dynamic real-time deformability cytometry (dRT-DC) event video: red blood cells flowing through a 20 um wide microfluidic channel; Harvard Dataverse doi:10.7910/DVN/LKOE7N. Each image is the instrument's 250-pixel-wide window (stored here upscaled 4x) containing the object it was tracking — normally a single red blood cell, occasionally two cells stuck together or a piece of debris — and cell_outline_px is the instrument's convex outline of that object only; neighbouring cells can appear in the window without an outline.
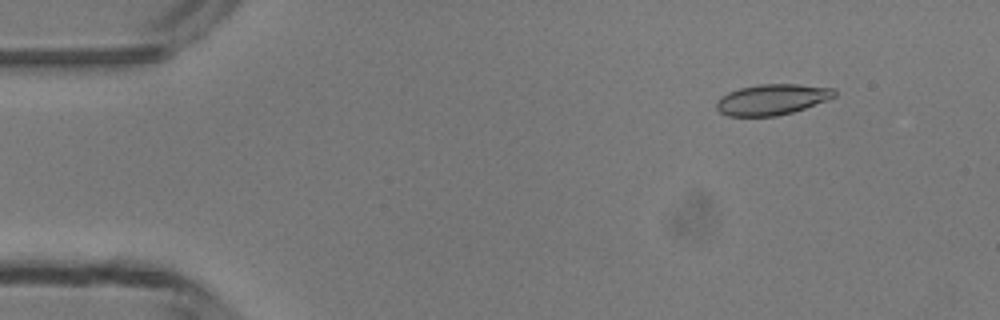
{"species": "common noctule bat (a hibernating species)", "species_latin": "Nyctalus noctula", "temperature_condition": "room temperature", "stored_images_in_passage": 47, "camera_frame_rate_fps": 3000, "um_per_image_px": 0.085, "animal": {"sex": "male", "body_mass_g": 13.3}, "frame": {"image": 1, "passage_image": 5, "time_ms": 1.333, "image_size_px": [1000, 320], "cell_outline_px": [[836, 96], [828, 100], [792, 112], [776, 116], [728, 116], [720, 112], [716, 108], [716, 100], [720, 96], [728, 92], [740, 88], [756, 84], [800, 84], [836, 88]], "centroid_in_image_um": [65.62, 8.44], "position_along_channel_um": 19.4, "area_um2": 21.33}}
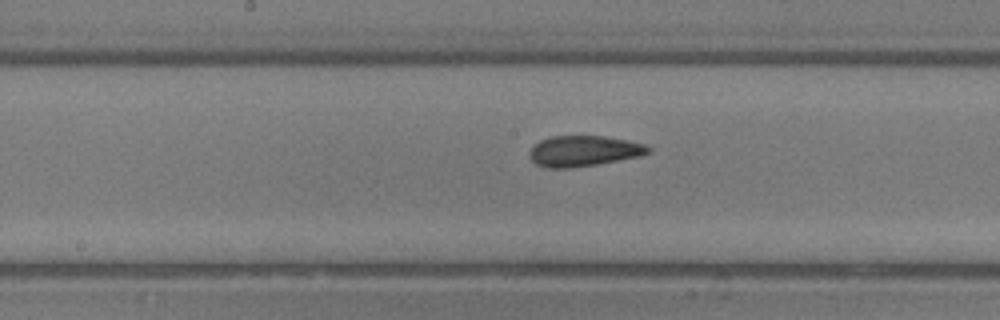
{"frame": {"image": 2, "passage_image": 24, "time_ms": 7.667, "image_size_px": [1000, 320], "cell_outline_px": [[652, 148], [648, 152], [640, 156], [596, 164], [568, 168], [548, 168], [536, 164], [528, 156], [528, 152], [540, 140], [548, 136], [604, 136], [628, 140], [644, 144]], "centroid_in_image_um": [49.59, 12.83], "position_along_channel_um": 198.6, "area_um2": 21.15}}
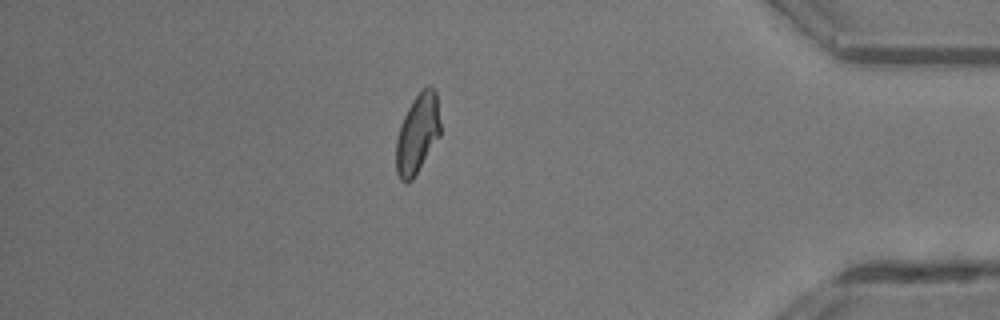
{"frame": {"image": 3, "passage_image": 41, "time_ms": 13.333, "image_size_px": [1000, 320], "cell_outline_px": [[440, 136], [412, 180], [400, 180], [396, 172], [396, 140], [400, 124], [412, 100], [424, 88], [432, 88], [436, 92], [440, 124]], "centroid_in_image_um": [35.47, 11.38], "position_along_channel_um": 399.7, "area_um2": 20.17}, "authors_computed_cell_mechanics": {"area_um2": 20.9814, "velocity_mm_per_s": 4.2787, "shape_relaxation_time_tau1_ms": 4.4504, "shape_relaxation_time_tau2_ms": 1.5483, "deformation_change_tau1": 0.1208, "deformation_change_tau2": 0.0674}}